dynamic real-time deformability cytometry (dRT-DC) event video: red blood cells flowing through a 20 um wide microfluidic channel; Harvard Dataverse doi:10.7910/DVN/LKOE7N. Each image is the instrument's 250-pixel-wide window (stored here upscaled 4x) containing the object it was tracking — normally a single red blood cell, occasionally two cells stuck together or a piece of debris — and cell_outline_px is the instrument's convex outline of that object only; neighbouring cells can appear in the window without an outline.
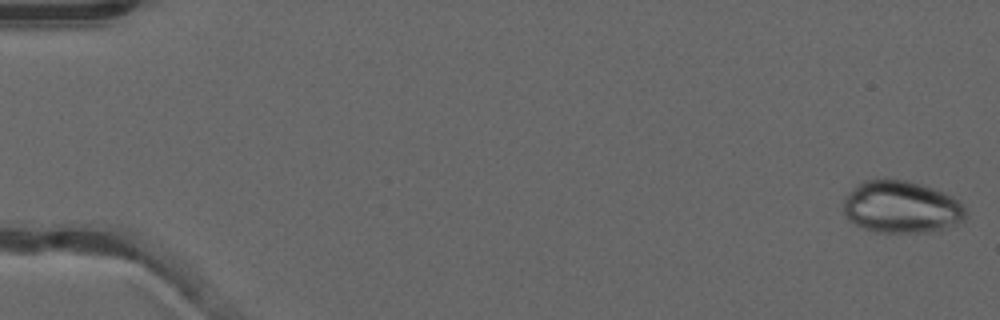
{"species": "common noctule bat (a hibernating species)", "species_latin": "Nyctalus noctula", "temperature_condition": "warm", "stored_images_in_passage": 16, "camera_frame_rate_fps": 3000, "um_per_image_px": 0.085, "animal": {"sex": "male", "forearm_length_mm": 52.5}, "frame": {"image": 1, "passage_image": 1, "time_ms": 0.0, "image_size_px": [1000, 320], "cell_outline_px": [[968, 216], [964, 220], [940, 232], [876, 232], [864, 228], [856, 224], [844, 212], [844, 196], [848, 192], [864, 180], [884, 176], [908, 180], [944, 192], [960, 200]], "centroid_in_image_um": [76.66, 17.57], "position_along_channel_um": 8.3, "area_um2": 37.92}}